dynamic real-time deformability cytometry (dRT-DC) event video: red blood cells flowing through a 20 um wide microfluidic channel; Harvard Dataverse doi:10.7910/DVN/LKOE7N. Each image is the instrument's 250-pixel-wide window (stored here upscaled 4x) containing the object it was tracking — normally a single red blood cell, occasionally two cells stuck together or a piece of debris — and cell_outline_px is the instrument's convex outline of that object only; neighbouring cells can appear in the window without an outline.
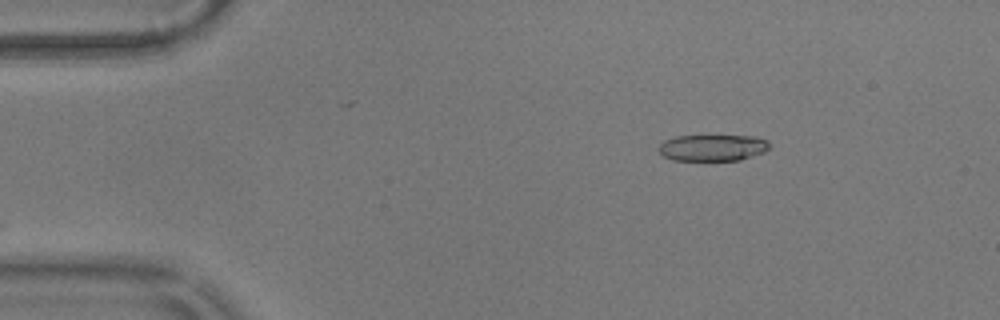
{"species": "common noctule bat (a hibernating species)", "species_latin": "Nyctalus noctula", "temperature_condition": "warm", "stored_images_in_passage": 8, "camera_frame_rate_fps": 3000, "um_per_image_px": 0.085, "animal": {"sex": "male", "body_mass_g": 17.9}, "frame": {"image": 1, "passage_image": 1, "time_ms": 0.0, "image_size_px": [1000, 320], "cell_outline_px": [[768, 148], [764, 152], [740, 160], [672, 160], [664, 156], [656, 148], [664, 140], [676, 136], [756, 136], [768, 140]], "centroid_in_image_um": [60.55, 12.55], "position_along_channel_um": 24.4, "area_um2": 17.05}}